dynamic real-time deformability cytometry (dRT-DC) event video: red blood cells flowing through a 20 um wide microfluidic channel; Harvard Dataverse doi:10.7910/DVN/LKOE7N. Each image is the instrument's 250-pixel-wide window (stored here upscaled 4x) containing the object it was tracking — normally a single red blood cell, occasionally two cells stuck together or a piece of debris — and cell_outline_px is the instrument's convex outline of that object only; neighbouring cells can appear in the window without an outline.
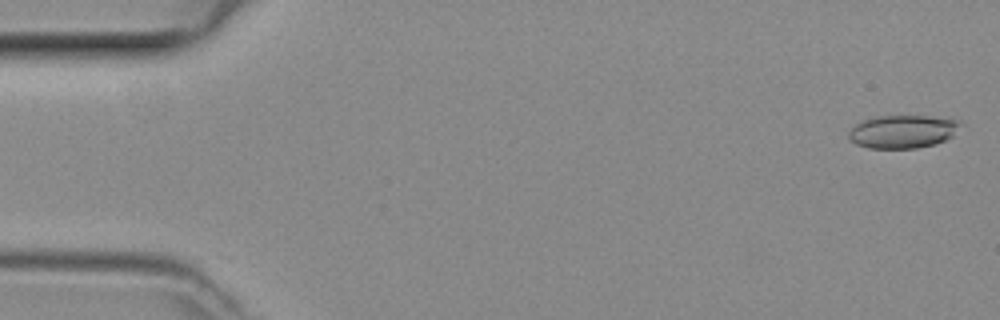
{"species": "common noctule bat (a hibernating species)", "species_latin": "Nyctalus noctula", "temperature_condition": "room temperature", "stored_images_in_passage": 45, "camera_frame_rate_fps": 3000, "um_per_image_px": 0.085, "animal": {"sex": "female", "body_mass_g": 29.2, "forearm_length_mm": 56.3}, "frame": {"image": 1, "passage_image": 1, "time_ms": 0.0, "image_size_px": [1000, 320], "cell_outline_px": [[964, 124], [952, 136], [936, 144], [916, 148], [868, 148], [856, 144], [848, 140], [848, 132], [856, 124], [864, 120], [880, 116], [928, 116], [960, 120]], "centroid_in_image_um": [76.75, 11.19], "position_along_channel_um": 8.2, "area_um2": 21.62}}
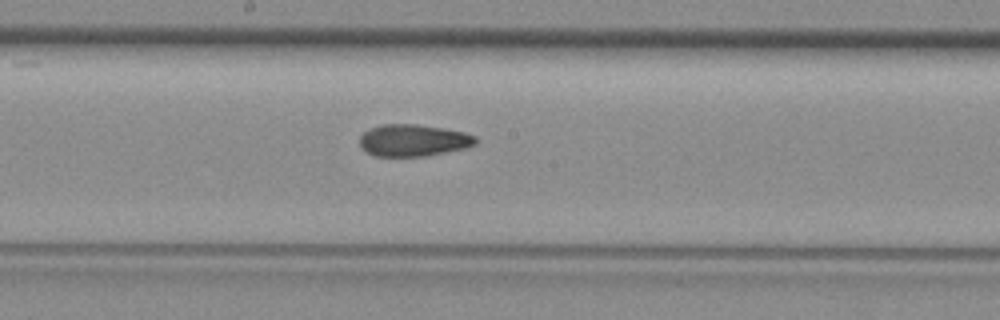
{"frame": {"image": 2, "passage_image": 25, "time_ms": 8.0, "image_size_px": [1000, 320], "cell_outline_px": [[476, 144], [464, 148], [424, 156], [372, 156], [360, 148], [360, 136], [364, 132], [380, 124], [416, 124], [444, 128], [464, 132], [476, 136]], "centroid_in_image_um": [35.1, 11.93], "position_along_channel_um": 213.1, "area_um2": 21.56}}
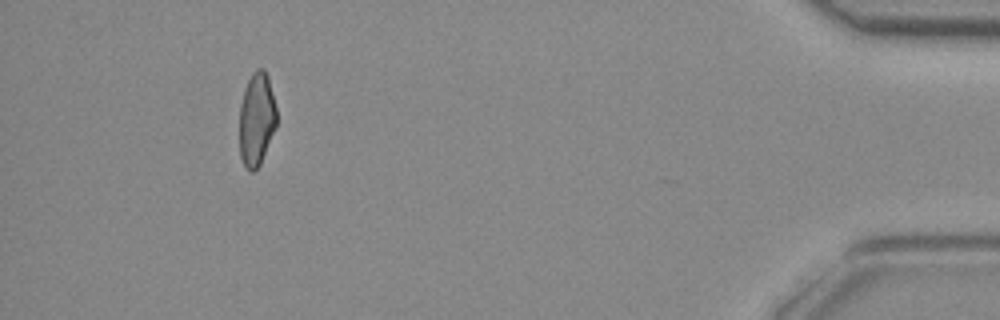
{"frame": {"image": 3, "passage_image": 44, "time_ms": 14.333, "image_size_px": [1000, 320], "cell_outline_px": [[276, 128], [260, 164], [252, 172], [248, 172], [244, 168], [240, 156], [240, 104], [244, 88], [252, 72], [256, 68], [264, 68], [268, 76], [276, 108]], "centroid_in_image_um": [21.8, 10.14], "position_along_channel_um": 413.4, "area_um2": 20.4}}